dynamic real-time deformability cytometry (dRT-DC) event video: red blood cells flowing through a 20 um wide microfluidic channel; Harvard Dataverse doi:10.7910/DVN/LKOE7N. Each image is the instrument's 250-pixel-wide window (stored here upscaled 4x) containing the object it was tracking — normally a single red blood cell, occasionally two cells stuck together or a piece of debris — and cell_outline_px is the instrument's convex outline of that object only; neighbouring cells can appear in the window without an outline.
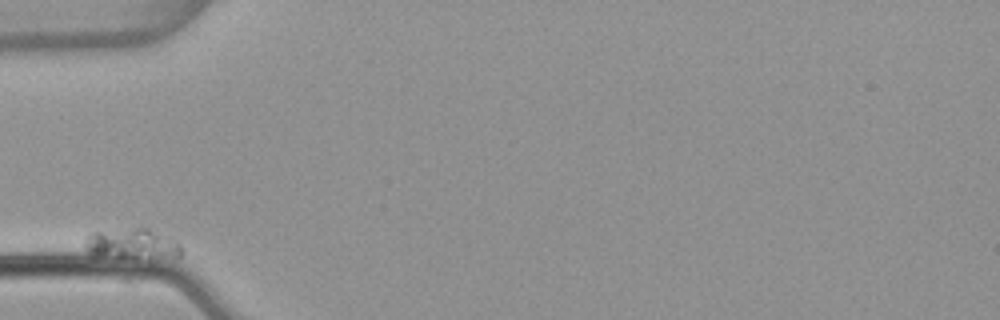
{"species": "common noctule bat (a hibernating species)", "species_latin": "Nyctalus noctula", "temperature_condition": "warm", "stored_images_in_passage": 2, "camera_frame_rate_fps": 3000, "um_per_image_px": 0.085, "animal": {"sex": "female", "body_mass_g": 22.7, "forearm_length_mm": 54.2}, "frame": {"image": 1, "passage_image": 1, "time_ms": 0.0, "image_size_px": [1000, 320], "cell_outline_px": [[180, 256], [120, 256], [88, 252], [84, 248], [84, 240], [92, 232], [132, 228], [152, 228], [172, 236], [180, 244]], "centroid_in_image_um": [11.27, 20.65], "position_along_channel_um": 73.7, "area_um2": 16.47}}